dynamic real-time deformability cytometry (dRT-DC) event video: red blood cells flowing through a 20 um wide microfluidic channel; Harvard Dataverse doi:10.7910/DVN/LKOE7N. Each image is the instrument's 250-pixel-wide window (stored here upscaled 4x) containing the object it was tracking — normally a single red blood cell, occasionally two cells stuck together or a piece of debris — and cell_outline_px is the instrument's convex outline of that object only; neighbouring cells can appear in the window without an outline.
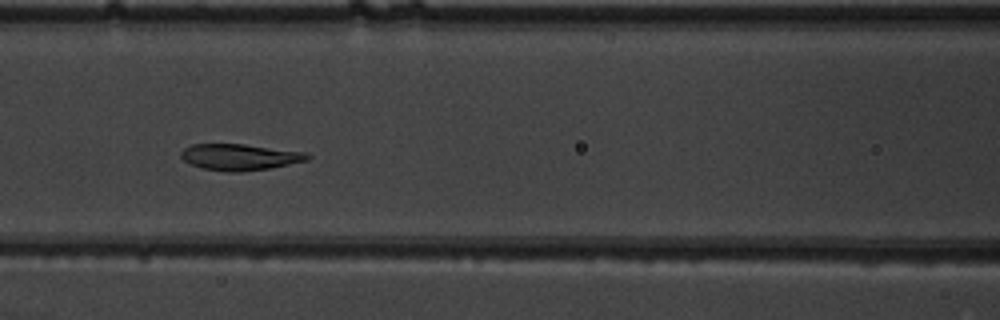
{"species": "common noctule bat (a hibernating species)", "species_latin": "Nyctalus noctula", "temperature_condition": "warm", "stored_images_in_passage": 5, "camera_frame_rate_fps": 3000, "um_per_image_px": 0.085, "animal": {"sex": "male", "body_mass_g": 19.5, "forearm_length_mm": 54.6}, "frame": {"image": 1, "passage_image": 5, "time_ms": 1.333, "image_size_px": [1000, 320], "cell_outline_px": [[312, 156], [308, 160], [272, 168], [240, 172], [224, 172], [204, 168], [192, 164], [184, 160], [180, 156], [180, 152], [184, 148], [192, 144], [244, 144], [304, 152]], "centroid_in_image_um": [20.39, 13.35], "position_along_channel_um": 146.2, "area_um2": 19.36}}